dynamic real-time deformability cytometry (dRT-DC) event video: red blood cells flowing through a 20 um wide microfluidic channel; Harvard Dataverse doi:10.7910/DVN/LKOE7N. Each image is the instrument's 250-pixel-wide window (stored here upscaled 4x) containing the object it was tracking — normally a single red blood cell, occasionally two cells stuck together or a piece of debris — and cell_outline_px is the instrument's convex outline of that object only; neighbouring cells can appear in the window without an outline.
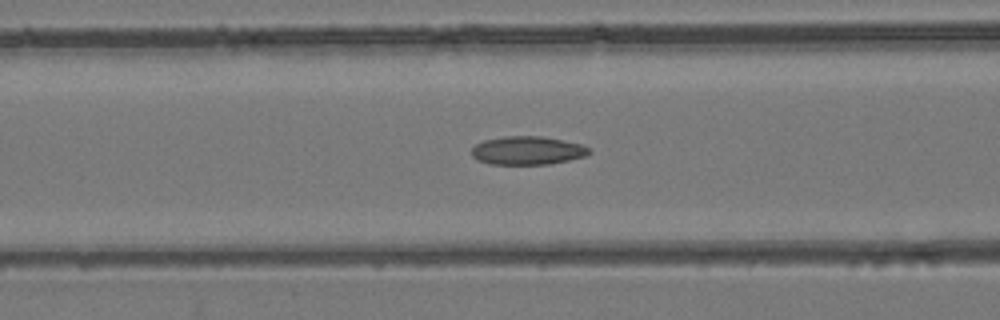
{"species": "common noctule bat (a hibernating species)", "species_latin": "Nyctalus noctula", "temperature_condition": "room temperature", "stored_images_in_passage": 48, "camera_frame_rate_fps": 3000, "um_per_image_px": 0.085, "animal": {"sex": "female", "body_mass_g": 24.6, "forearm_length_mm": 56.2}, "frame": {"image": 1, "passage_image": 20, "time_ms": 6.333, "image_size_px": [1000, 320], "cell_outline_px": [[592, 152], [584, 156], [568, 160], [548, 164], [492, 164], [476, 160], [472, 156], [472, 148], [476, 144], [484, 140], [504, 136], [540, 136], [564, 140], [580, 144], [588, 148]], "centroid_in_image_um": [44.81, 12.79], "position_along_channel_um": 121.8, "area_um2": 19.36}}
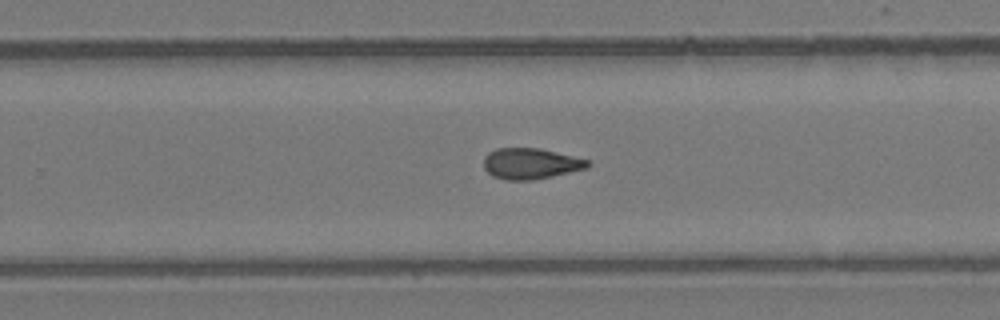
{"frame": {"image": 2, "passage_image": 31, "time_ms": 10.0, "image_size_px": [1000, 320], "cell_outline_px": [[592, 164], [588, 168], [552, 176], [532, 180], [504, 180], [492, 176], [484, 168], [484, 156], [488, 152], [496, 148], [540, 148], [588, 160]], "centroid_in_image_um": [45.08, 13.91], "position_along_channel_um": 284.7, "area_um2": 18.79}}
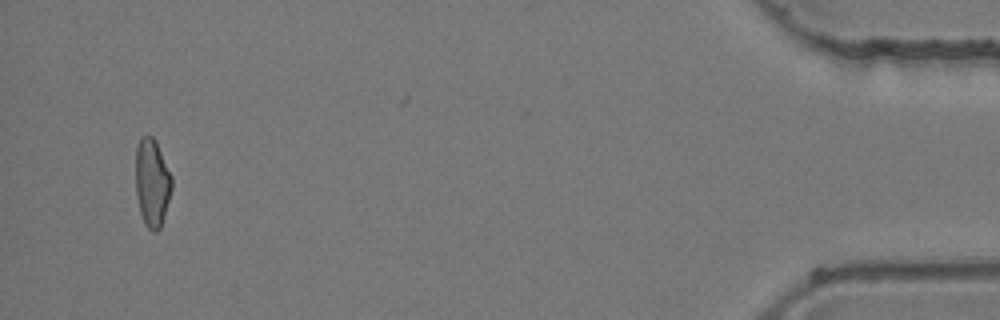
{"frame": {"image": 3, "passage_image": 46, "time_ms": 15.0, "image_size_px": [1000, 320], "cell_outline_px": [[172, 188], [160, 228], [156, 232], [152, 232], [144, 224], [140, 212], [136, 196], [136, 148], [140, 136], [152, 136], [156, 140], [172, 176]], "centroid_in_image_um": [12.92, 15.51], "position_along_channel_um": 422.3, "area_um2": 18.61}}